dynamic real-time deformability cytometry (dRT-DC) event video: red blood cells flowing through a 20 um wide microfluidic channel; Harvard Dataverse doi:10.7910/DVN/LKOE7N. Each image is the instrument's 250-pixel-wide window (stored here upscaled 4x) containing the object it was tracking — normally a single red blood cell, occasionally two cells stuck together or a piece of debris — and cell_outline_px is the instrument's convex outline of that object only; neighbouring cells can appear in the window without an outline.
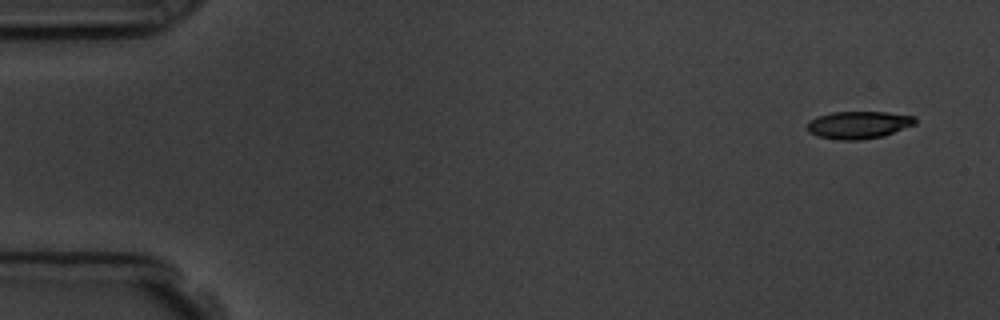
{"species": "common noctule bat (a hibernating species)", "species_latin": "Nyctalus noctula", "temperature_condition": "room temperature", "stored_images_in_passage": 4, "camera_frame_rate_fps": 3000, "um_per_image_px": 0.085, "animal": {"sex": "male", "body_mass_g": 19.5, "forearm_length_mm": 54.6}, "frame": {"image": 1, "passage_image": 1, "time_ms": 0.0, "image_size_px": [1000, 320], "cell_outline_px": [[916, 124], [884, 136], [860, 140], [836, 140], [816, 136], [808, 132], [808, 120], [816, 116], [832, 112], [888, 112], [916, 116]], "centroid_in_image_um": [72.97, 10.62], "position_along_channel_um": 12.0, "area_um2": 17.57}}